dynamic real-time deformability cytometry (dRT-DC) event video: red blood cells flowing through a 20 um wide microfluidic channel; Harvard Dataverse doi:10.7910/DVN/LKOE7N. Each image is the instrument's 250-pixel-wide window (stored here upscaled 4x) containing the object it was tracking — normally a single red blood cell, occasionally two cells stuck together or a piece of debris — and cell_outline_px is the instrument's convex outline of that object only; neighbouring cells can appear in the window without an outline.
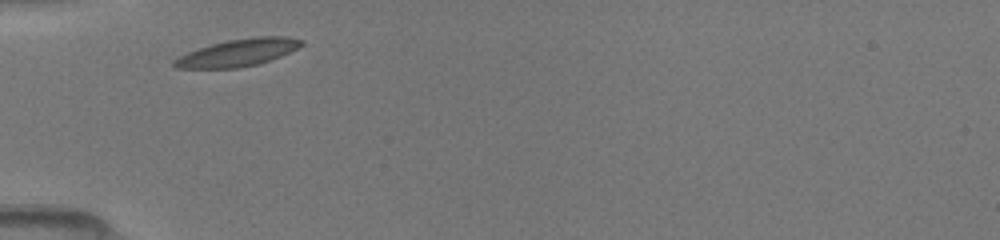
{"species": "common noctule bat (a hibernating species)", "species_latin": "Nyctalus noctula", "temperature_condition": "room temperature", "stored_images_in_passage": 13, "camera_frame_rate_fps": 3000, "um_per_image_px": 0.085, "animal": {"sex": "female", "body_mass_g": 19.5, "forearm_length_mm": 54.1}, "frame": {"image": 1, "passage_image": 1, "time_ms": 0.0, "image_size_px": [1000, 240], "cell_outline_px": [[304, 44], [272, 60], [260, 64], [240, 68], [176, 68], [172, 64], [172, 60], [188, 52], [212, 44], [228, 40], [252, 36], [288, 36], [304, 40]], "centroid_in_image_um": [20.26, 4.47], "position_along_channel_um": 64.7, "area_um2": 20.29}}
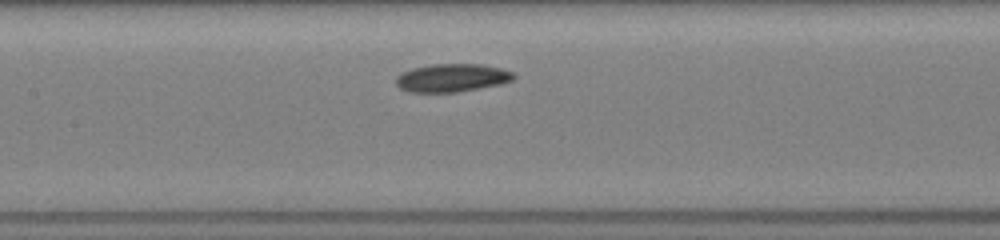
{"frame": {"image": 2, "passage_image": 7, "time_ms": 2.667, "image_size_px": [1000, 240], "cell_outline_px": [[516, 76], [512, 80], [500, 84], [460, 92], [408, 92], [400, 88], [396, 84], [396, 76], [400, 72], [412, 68], [432, 64], [480, 64], [500, 68], [512, 72]], "centroid_in_image_um": [38.38, 6.62], "position_along_channel_um": 169.0, "area_um2": 19.36}}
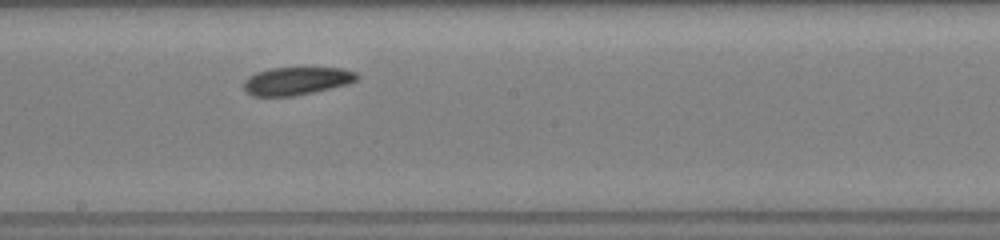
{"frame": {"image": 3, "passage_image": 10, "time_ms": 4.0, "image_size_px": [1000, 240], "cell_outline_px": [[360, 76], [356, 80], [348, 84], [296, 96], [252, 96], [244, 92], [244, 80], [248, 76], [256, 72], [272, 68], [340, 68], [356, 72]], "centroid_in_image_um": [25.18, 6.89], "position_along_channel_um": 223.0, "area_um2": 18.5}}